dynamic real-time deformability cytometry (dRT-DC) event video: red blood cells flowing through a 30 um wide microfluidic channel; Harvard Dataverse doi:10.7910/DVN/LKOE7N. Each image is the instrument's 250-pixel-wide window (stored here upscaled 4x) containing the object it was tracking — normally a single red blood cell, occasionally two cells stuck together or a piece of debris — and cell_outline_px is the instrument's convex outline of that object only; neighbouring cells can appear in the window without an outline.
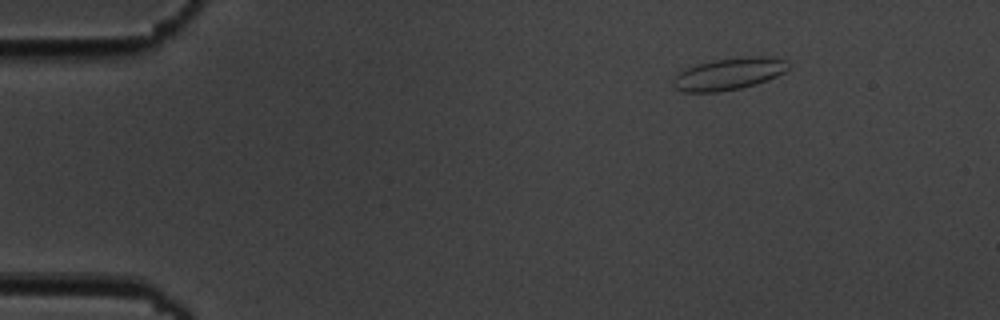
{"species": "common noctule bat (a hibernating species)", "species_latin": "Nyctalus noctula", "temperature_condition": "cold", "stored_images_in_passage": 6, "camera_frame_rate_fps": 3000, "um_per_image_px": 0.085, "animal": {"sex": "male", "body_mass_g": 19.5, "forearm_length_mm": 54.6}, "frame": {"image": 1, "passage_image": 1, "time_ms": 0.0, "image_size_px": [1000, 320], "cell_outline_px": [[788, 68], [784, 72], [776, 76], [756, 84], [740, 88], [716, 92], [684, 92], [676, 88], [672, 84], [672, 80], [680, 72], [688, 68], [700, 64], [716, 60], [752, 56], [768, 56], [784, 60], [788, 64]], "centroid_in_image_um": [61.96, 6.29], "position_along_channel_um": 23.0, "area_um2": 20.98}}
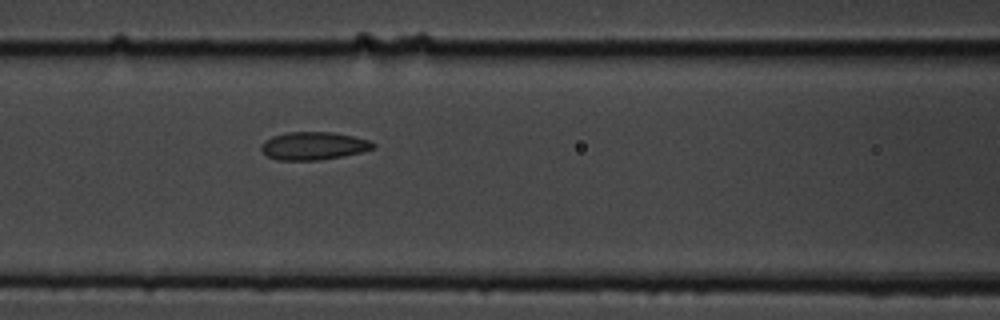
{"frame": {"image": 2, "passage_image": 6, "time_ms": 5.667, "image_size_px": [1000, 320], "cell_outline_px": [[376, 148], [344, 156], [320, 160], [276, 160], [268, 156], [260, 148], [260, 144], [264, 140], [272, 136], [288, 132], [332, 132], [372, 140], [376, 144]], "centroid_in_image_um": [26.67, 12.4], "position_along_channel_um": 139.9, "area_um2": 18.38}}